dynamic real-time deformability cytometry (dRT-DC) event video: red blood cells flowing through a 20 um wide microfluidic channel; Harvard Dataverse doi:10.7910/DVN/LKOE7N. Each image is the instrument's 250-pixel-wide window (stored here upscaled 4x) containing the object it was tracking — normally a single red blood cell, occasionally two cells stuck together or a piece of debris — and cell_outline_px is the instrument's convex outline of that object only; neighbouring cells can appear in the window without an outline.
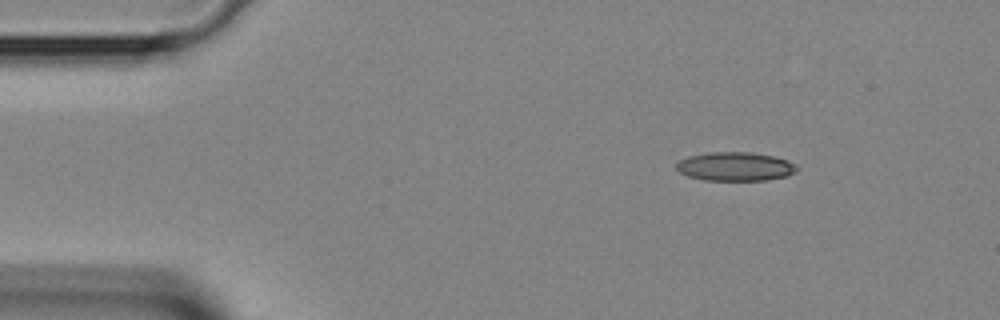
{"species": "Egyptian fruit bat (a non-hibernating species)", "species_latin": "Rousettus aegyptiacus", "temperature_condition": "room temperature", "stored_images_in_passage": 3, "camera_frame_rate_fps": 3000, "um_per_image_px": 0.085, "animal": {"sex": "female"}, "frame": {"image": 1, "passage_image": 1, "time_ms": 0.0, "image_size_px": [1000, 320], "cell_outline_px": [[800, 168], [796, 172], [788, 176], [764, 180], [704, 180], [688, 176], [680, 172], [676, 168], [676, 164], [680, 160], [688, 156], [708, 152], [752, 152], [776, 156], [788, 160], [796, 164]], "centroid_in_image_um": [62.54, 14.14], "position_along_channel_um": 22.5, "area_um2": 20.46}}
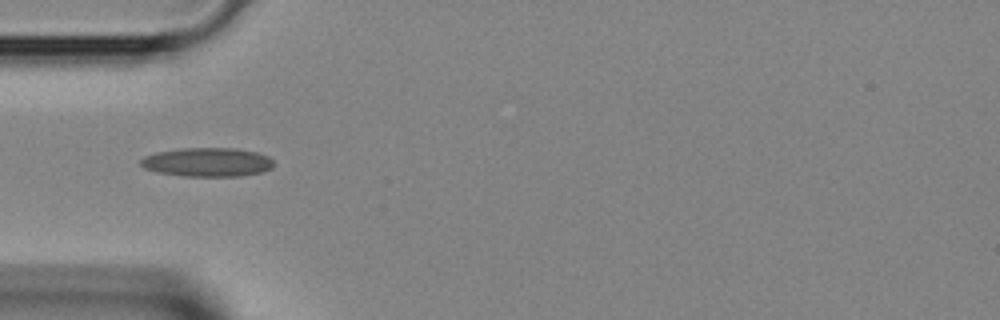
{"frame": {"image": 2, "passage_image": 3, "time_ms": 0.667, "image_size_px": [1000, 320], "cell_outline_px": [[272, 168], [264, 172], [240, 176], [184, 176], [156, 172], [144, 168], [140, 164], [140, 160], [144, 156], [156, 152], [180, 148], [236, 148], [256, 152], [268, 156], [272, 160]], "centroid_in_image_um": [17.61, 13.78], "position_along_channel_um": 67.4, "area_um2": 22.54}}